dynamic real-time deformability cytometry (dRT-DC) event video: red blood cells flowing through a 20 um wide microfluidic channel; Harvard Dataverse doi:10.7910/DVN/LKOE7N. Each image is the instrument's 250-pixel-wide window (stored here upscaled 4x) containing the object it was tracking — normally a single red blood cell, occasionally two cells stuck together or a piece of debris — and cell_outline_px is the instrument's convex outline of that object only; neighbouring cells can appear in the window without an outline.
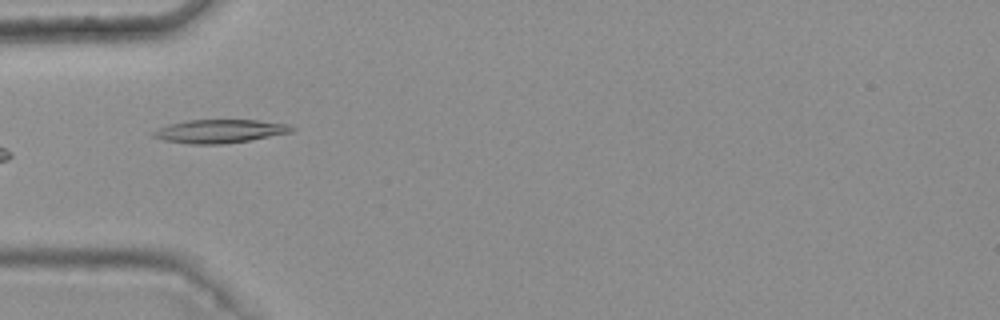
{"species": "common noctule bat (a hibernating species)", "species_latin": "Nyctalus noctula", "temperature_condition": "warm", "stored_images_in_passage": 6, "camera_frame_rate_fps": 3000, "um_per_image_px": 0.085, "animal": {"sex": "female", "body_mass_g": 25.1}, "frame": {"image": 1, "passage_image": 3, "time_ms": 0.667, "image_size_px": [1000, 320], "cell_outline_px": [[296, 128], [292, 132], [248, 140], [220, 144], [192, 144], [164, 140], [152, 136], [152, 132], [168, 124], [188, 120], [256, 120], [288, 124]], "centroid_in_image_um": [18.68, 11.14], "position_along_channel_um": 66.3, "area_um2": 18.67}}
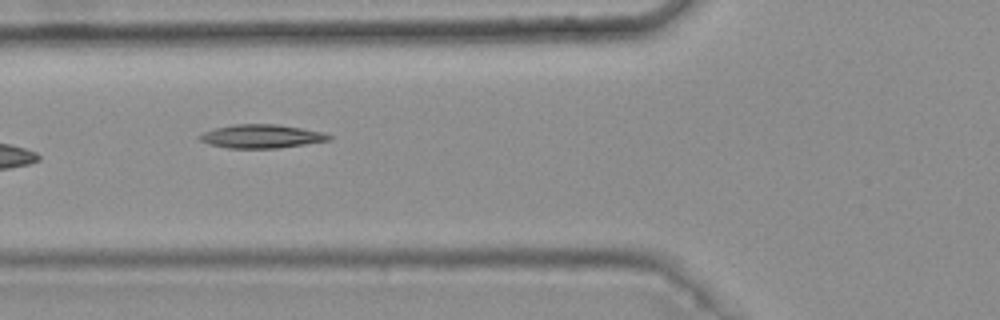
{"frame": {"image": 2, "passage_image": 4, "time_ms": 1.0, "image_size_px": [1000, 320], "cell_outline_px": [[332, 140], [276, 148], [228, 148], [208, 144], [200, 140], [196, 136], [204, 132], [216, 128], [232, 124], [276, 124], [324, 132], [332, 136]], "centroid_in_image_um": [22.21, 11.58], "position_along_channel_um": 103.6, "area_um2": 17.74}}
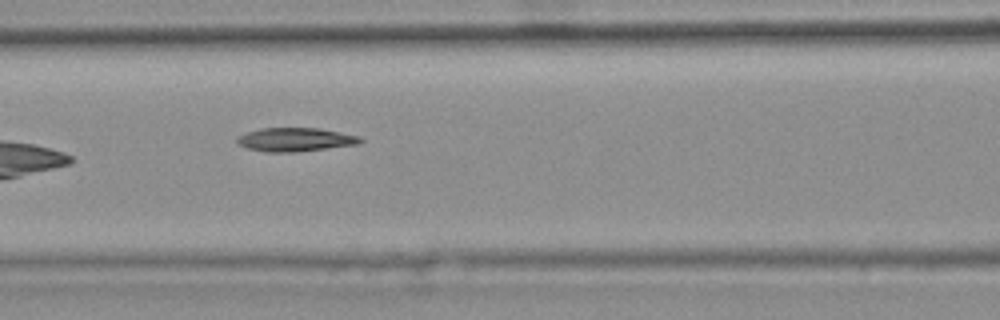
{"frame": {"image": 3, "passage_image": 5, "time_ms": 1.333, "image_size_px": [1000, 320], "cell_outline_px": [[364, 140], [356, 144], [296, 152], [264, 152], [248, 148], [240, 144], [236, 140], [236, 136], [260, 128], [320, 128], [360, 136]], "centroid_in_image_um": [25.09, 11.86], "position_along_channel_um": 141.5, "area_um2": 16.88}}